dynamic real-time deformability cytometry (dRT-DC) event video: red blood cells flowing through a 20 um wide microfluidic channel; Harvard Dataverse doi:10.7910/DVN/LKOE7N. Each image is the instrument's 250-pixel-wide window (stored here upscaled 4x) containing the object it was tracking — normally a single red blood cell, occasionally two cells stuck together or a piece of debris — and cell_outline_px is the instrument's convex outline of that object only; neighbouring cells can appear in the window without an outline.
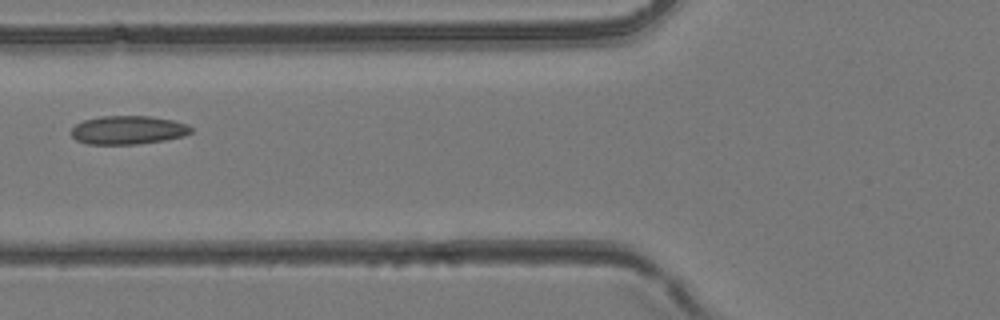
{"species": "common noctule bat (a hibernating species)", "species_latin": "Nyctalus noctula", "temperature_condition": "room temperature", "stored_images_in_passage": 22, "camera_frame_rate_fps": 3000, "um_per_image_px": 0.085, "animal": {"sex": "female", "body_mass_g": 24.6, "forearm_length_mm": 56.2}, "frame": {"image": 1, "passage_image": 5, "time_ms": 1.333, "image_size_px": [1000, 320], "cell_outline_px": [[192, 132], [184, 136], [164, 140], [140, 144], [88, 144], [76, 140], [72, 136], [72, 128], [76, 124], [84, 120], [100, 116], [148, 116], [172, 120], [188, 124], [192, 128]], "centroid_in_image_um": [10.9, 11.05], "position_along_channel_um": 114.9, "area_um2": 19.94}}
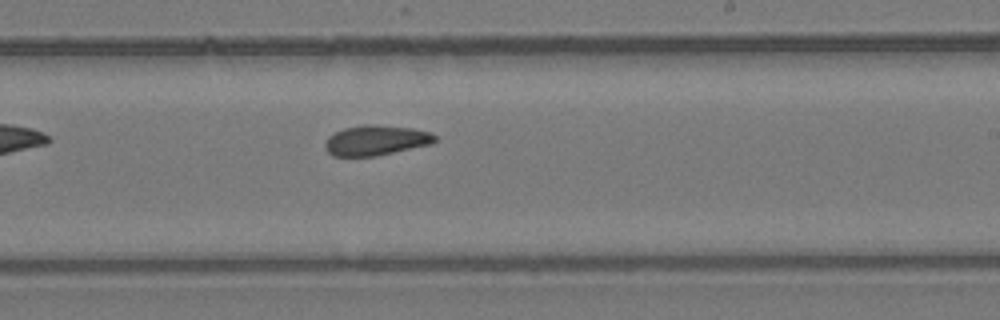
{"frame": {"image": 2, "passage_image": 14, "time_ms": 4.333, "image_size_px": [1000, 320], "cell_outline_px": [[436, 140], [432, 144], [376, 156], [332, 156], [324, 148], [324, 144], [328, 136], [344, 128], [364, 124], [376, 124], [412, 128], [432, 132], [436, 136]], "centroid_in_image_um": [31.96, 11.92], "position_along_channel_um": 257.0, "area_um2": 19.48}}
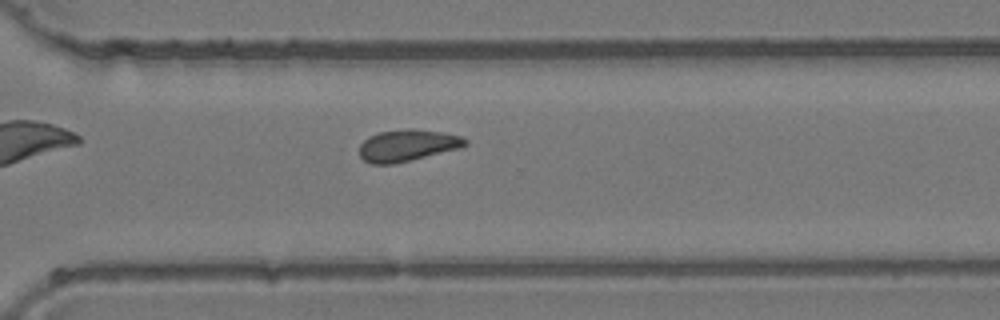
{"frame": {"image": 3, "passage_image": 19, "time_ms": 6.0, "image_size_px": [1000, 320], "cell_outline_px": [[468, 144], [460, 148], [392, 164], [372, 164], [364, 160], [360, 156], [360, 144], [368, 136], [380, 132], [412, 128], [444, 132], [460, 136], [468, 140]], "centroid_in_image_um": [34.63, 12.35], "position_along_channel_um": 336.0, "area_um2": 19.42}}